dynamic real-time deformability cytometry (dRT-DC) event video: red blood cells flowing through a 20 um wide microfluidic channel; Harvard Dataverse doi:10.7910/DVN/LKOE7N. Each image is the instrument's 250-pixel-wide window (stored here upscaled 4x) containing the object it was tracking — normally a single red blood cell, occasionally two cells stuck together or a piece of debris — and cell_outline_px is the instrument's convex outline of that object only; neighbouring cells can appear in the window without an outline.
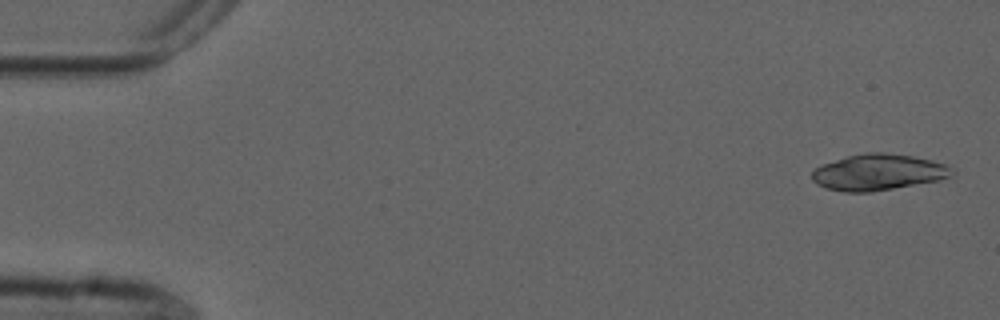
{"species": "common noctule bat (a hibernating species)", "species_latin": "Nyctalus noctula", "temperature_condition": "cold", "stored_images_in_passage": 17, "camera_frame_rate_fps": 3000, "um_per_image_px": 0.085, "animal": {"sex": "male", "forearm_length_mm": 52.5}, "frame": {"image": 1, "passage_image": 1, "time_ms": 0.0, "image_size_px": [1000, 320], "cell_outline_px": [[956, 172], [940, 180], [872, 192], [844, 192], [824, 188], [816, 184], [812, 180], [812, 172], [816, 168], [824, 164], [848, 156], [864, 152], [884, 152], [912, 156], [932, 160], [944, 164]], "centroid_in_image_um": [74.63, 14.65], "position_along_channel_um": 10.4, "area_um2": 29.42}}